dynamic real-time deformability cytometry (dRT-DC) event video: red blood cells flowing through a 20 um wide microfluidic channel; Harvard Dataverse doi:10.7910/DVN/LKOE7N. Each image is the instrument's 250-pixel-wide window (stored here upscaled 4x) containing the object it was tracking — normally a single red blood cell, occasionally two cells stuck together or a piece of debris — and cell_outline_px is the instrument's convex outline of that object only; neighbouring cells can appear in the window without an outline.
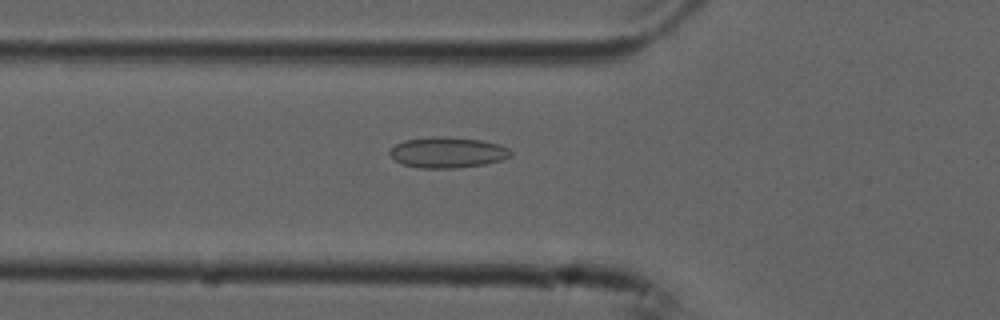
{"species": "common noctule bat (a hibernating species)", "species_latin": "Nyctalus noctula", "temperature_condition": "cold", "stored_images_in_passage": 46, "camera_frame_rate_fps": 3000, "um_per_image_px": 0.085, "animal": {"sex": "male", "forearm_length_mm": 52.5}, "frame": {"image": 1, "passage_image": 11, "time_ms": 3.333, "image_size_px": [1000, 320], "cell_outline_px": [[512, 156], [500, 160], [484, 164], [456, 168], [420, 168], [404, 164], [396, 160], [388, 152], [396, 144], [404, 140], [432, 136], [448, 136], [480, 140], [500, 144], [508, 148], [512, 152]], "centroid_in_image_um": [38.06, 12.94], "position_along_channel_um": 87.7, "area_um2": 21.68}}
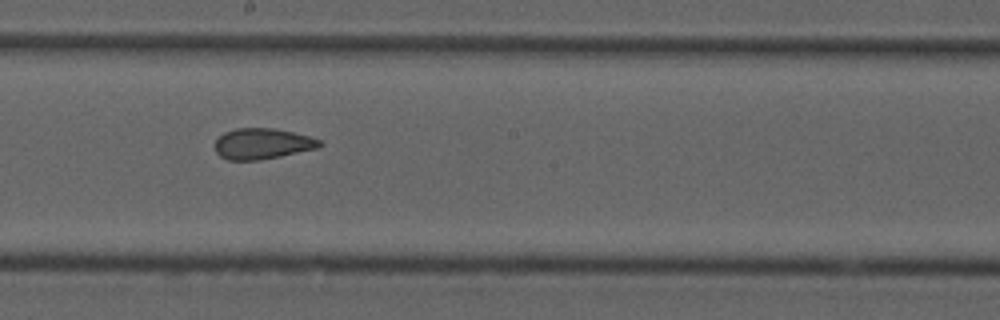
{"frame": {"image": 2, "passage_image": 22, "time_ms": 7.0, "image_size_px": [1000, 320], "cell_outline_px": [[324, 144], [316, 148], [280, 156], [260, 160], [228, 160], [220, 156], [216, 152], [216, 140], [224, 132], [236, 128], [272, 128], [292, 132], [308, 136], [320, 140]], "centroid_in_image_um": [22.28, 12.22], "position_along_channel_um": 225.9, "area_um2": 18.61}}
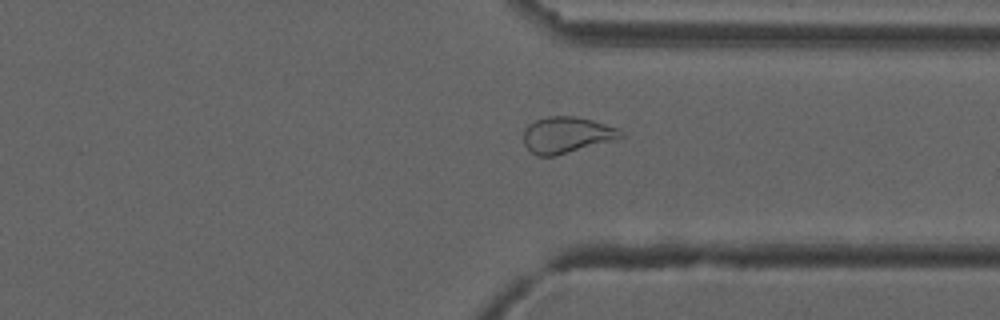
{"frame": {"image": 3, "passage_image": 33, "time_ms": 10.667, "image_size_px": [1000, 320], "cell_outline_px": [[624, 136], [616, 140], [556, 156], [536, 156], [524, 144], [524, 132], [528, 124], [536, 120], [548, 116], [576, 116], [592, 120], [616, 128], [624, 132]], "centroid_in_image_um": [48.18, 11.48], "position_along_channel_um": 363.2, "area_um2": 20.58}, "authors_computed_cell_mechanics": {"area_um2": 21.2993, "velocity_mm_per_s": 3.7471, "shape_relaxation_time_tau1_ms": null, "shape_relaxation_time_tau2_ms": 1.1624, "deformation_change_tau1": null, "deformation_change_tau2": 0.0647}}